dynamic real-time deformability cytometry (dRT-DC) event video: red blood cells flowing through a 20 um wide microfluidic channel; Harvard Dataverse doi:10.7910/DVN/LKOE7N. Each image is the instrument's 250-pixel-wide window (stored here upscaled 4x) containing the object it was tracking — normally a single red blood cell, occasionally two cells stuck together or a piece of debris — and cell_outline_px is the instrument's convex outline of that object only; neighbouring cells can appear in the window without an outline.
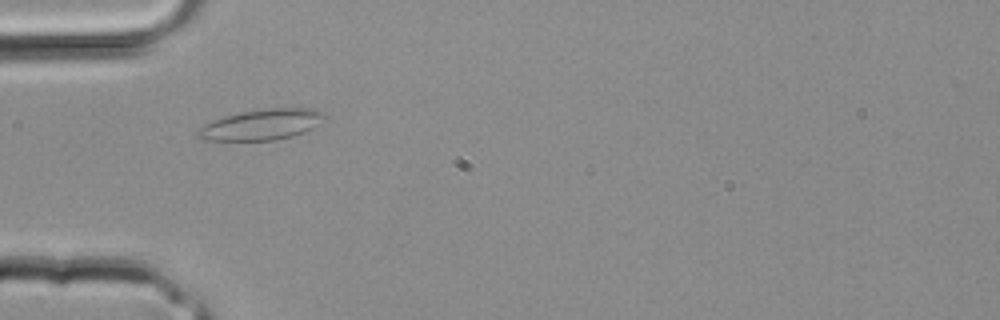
{"species": "common noctule bat (a hibernating species)", "species_latin": "Nyctalus noctula", "temperature_condition": "room temperature", "stored_images_in_passage": 2, "camera_frame_rate_fps": 3000, "um_per_image_px": 0.085, "animal": {"sex": "male", "body_mass_g": 20.4}, "frame": {"image": 1, "passage_image": 2, "time_ms": 0.333, "image_size_px": [1000, 320], "cell_outline_px": [[328, 116], [312, 128], [304, 132], [292, 136], [276, 140], [204, 140], [196, 136], [196, 132], [204, 124], [212, 120], [224, 116], [244, 112], [272, 108], [312, 108], [324, 112]], "centroid_in_image_um": [22.25, 10.59], "position_along_channel_um": 62.7, "area_um2": 22.54}}